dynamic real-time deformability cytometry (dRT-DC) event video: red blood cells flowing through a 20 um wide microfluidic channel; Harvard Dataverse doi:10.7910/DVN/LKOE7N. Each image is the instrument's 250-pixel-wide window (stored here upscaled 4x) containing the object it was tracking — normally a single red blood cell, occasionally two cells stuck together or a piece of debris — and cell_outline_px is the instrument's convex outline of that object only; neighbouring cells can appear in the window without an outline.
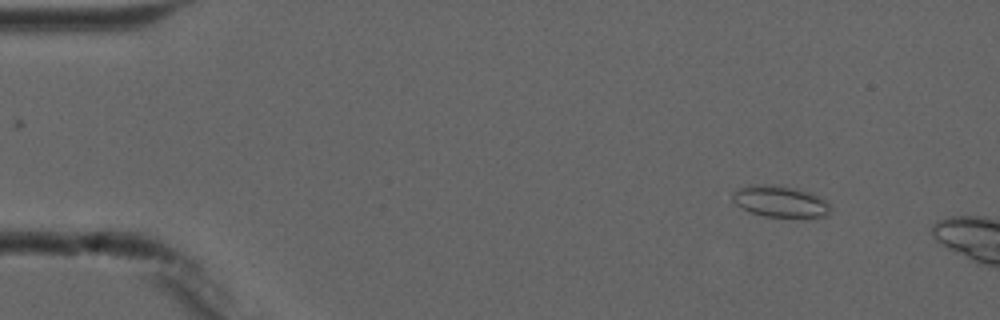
{"species": "common noctule bat (a hibernating species)", "species_latin": "Nyctalus noctula", "temperature_condition": "cold", "stored_images_in_passage": 2, "camera_frame_rate_fps": 3000, "um_per_image_px": 0.085, "animal": {"sex": "male", "forearm_length_mm": 52.5}, "frame": {"image": 1, "passage_image": 1, "time_ms": 0.0, "image_size_px": [1000, 320], "cell_outline_px": [[832, 208], [824, 216], [804, 220], [800, 220], [764, 216], [748, 212], [736, 204], [732, 200], [732, 192], [748, 184], [772, 184], [796, 188], [812, 192], [824, 200]], "centroid_in_image_um": [66.33, 17.16], "position_along_channel_um": 18.7, "area_um2": 18.79}}